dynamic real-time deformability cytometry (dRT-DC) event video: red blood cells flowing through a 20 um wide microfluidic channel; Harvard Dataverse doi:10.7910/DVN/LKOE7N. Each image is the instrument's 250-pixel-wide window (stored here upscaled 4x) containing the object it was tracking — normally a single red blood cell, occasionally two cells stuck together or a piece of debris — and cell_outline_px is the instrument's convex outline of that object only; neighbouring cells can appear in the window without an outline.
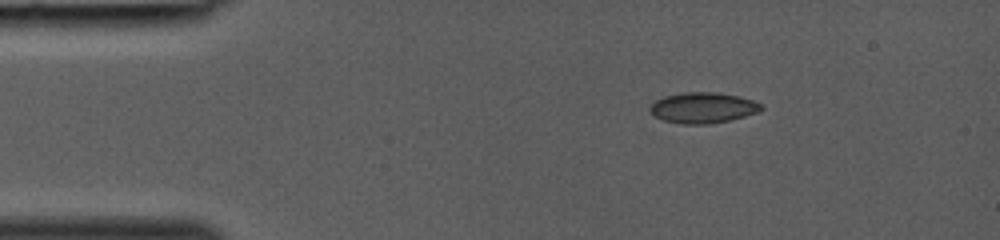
{"species": "common noctule bat (a hibernating species)", "species_latin": "Nyctalus noctula", "temperature_condition": "room temperature", "stored_images_in_passage": 33, "camera_frame_rate_fps": 3000, "um_per_image_px": 0.085, "animal": {"sex": "female", "body_mass_g": 19.0, "forearm_length_mm": 53.3}, "frame": {"image": 1, "passage_image": 1, "time_ms": 0.0, "image_size_px": [1000, 240], "cell_outline_px": [[764, 108], [756, 112], [732, 120], [708, 124], [680, 124], [664, 120], [656, 116], [648, 108], [656, 100], [664, 96], [684, 92], [716, 92], [740, 96], [752, 100], [760, 104]], "centroid_in_image_um": [59.75, 9.15], "position_along_channel_um": 25.3, "area_um2": 19.83}}
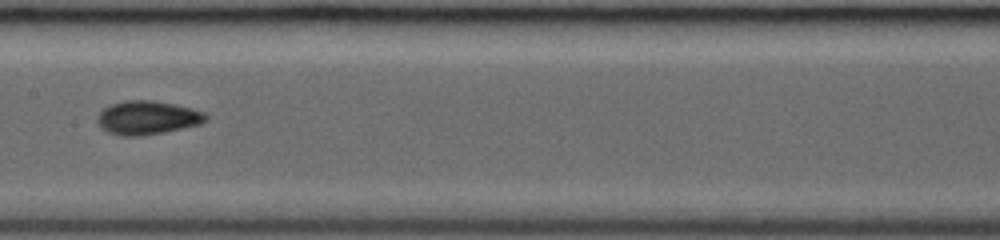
{"frame": {"image": 2, "passage_image": 15, "time_ms": 4.667, "image_size_px": [1000, 240], "cell_outline_px": [[208, 120], [200, 124], [164, 132], [140, 136], [120, 136], [108, 132], [100, 128], [96, 120], [96, 116], [104, 108], [112, 104], [124, 100], [152, 100], [192, 108], [204, 112], [208, 116]], "centroid_in_image_um": [12.5, 10.01], "position_along_channel_um": 194.9, "area_um2": 21.39}}
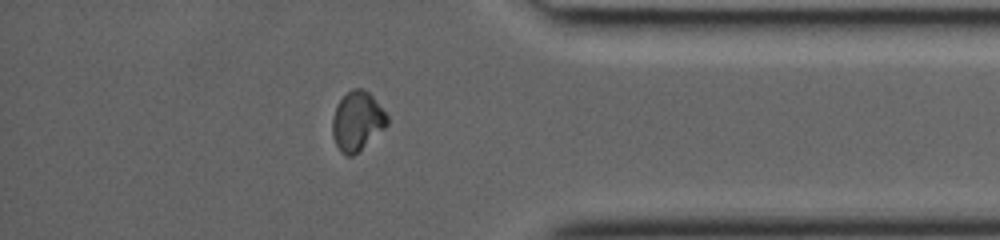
{"frame": {"image": 3, "passage_image": 28, "time_ms": 9.0, "image_size_px": [1000, 240], "cell_outline_px": [[388, 124], [384, 128], [352, 156], [348, 156], [340, 152], [332, 136], [332, 120], [336, 104], [352, 88], [360, 88], [368, 92], [372, 96], [388, 116]], "centroid_in_image_um": [30.33, 10.29], "position_along_channel_um": 404.9, "area_um2": 18.61}}